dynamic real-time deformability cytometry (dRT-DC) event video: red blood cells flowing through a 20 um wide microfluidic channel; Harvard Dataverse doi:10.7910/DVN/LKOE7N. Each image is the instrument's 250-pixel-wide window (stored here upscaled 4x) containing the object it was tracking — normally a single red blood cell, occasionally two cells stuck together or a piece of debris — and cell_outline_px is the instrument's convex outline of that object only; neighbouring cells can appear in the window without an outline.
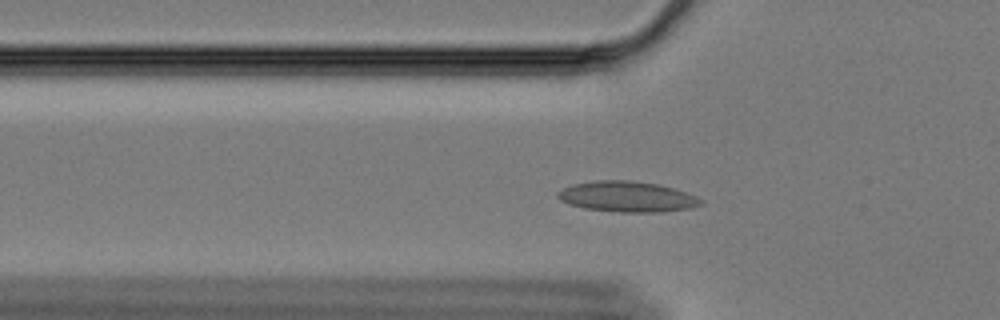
{"species": "Egyptian fruit bat (a non-hibernating species)", "species_latin": "Rousettus aegyptiacus", "temperature_condition": "cold", "stored_images_in_passage": 41, "camera_frame_rate_fps": 3000, "um_per_image_px": 0.085, "animal": {"sex": "female"}, "frame": {"image": 1, "passage_image": 13, "time_ms": 4.0, "image_size_px": [1000, 320], "cell_outline_px": [[704, 204], [692, 208], [664, 212], [620, 212], [584, 208], [568, 204], [560, 200], [556, 196], [556, 192], [572, 184], [596, 180], [628, 180], [656, 184], [672, 188], [696, 196], [704, 200]], "centroid_in_image_um": [53.31, 16.72], "position_along_channel_um": 72.5, "area_um2": 25.61}}
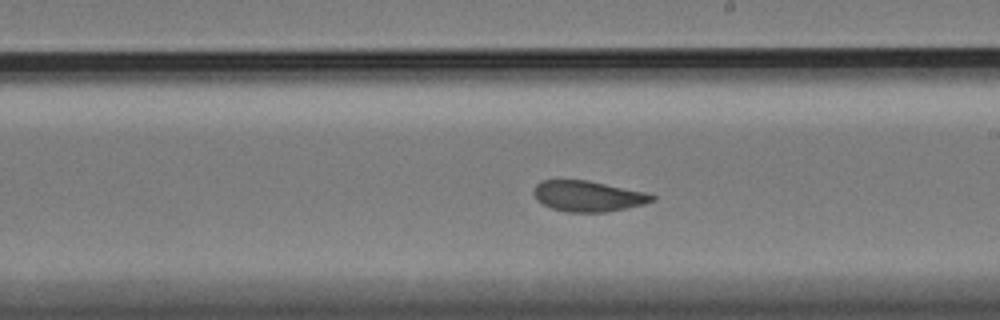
{"frame": {"image": 2, "passage_image": 28, "time_ms": 9.0, "image_size_px": [1000, 320], "cell_outline_px": [[656, 200], [644, 204], [608, 212], [568, 212], [552, 208], [536, 200], [532, 192], [536, 184], [540, 180], [588, 180], [644, 192], [656, 196]], "centroid_in_image_um": [49.96, 16.67], "position_along_channel_um": 239.0, "area_um2": 21.21}}
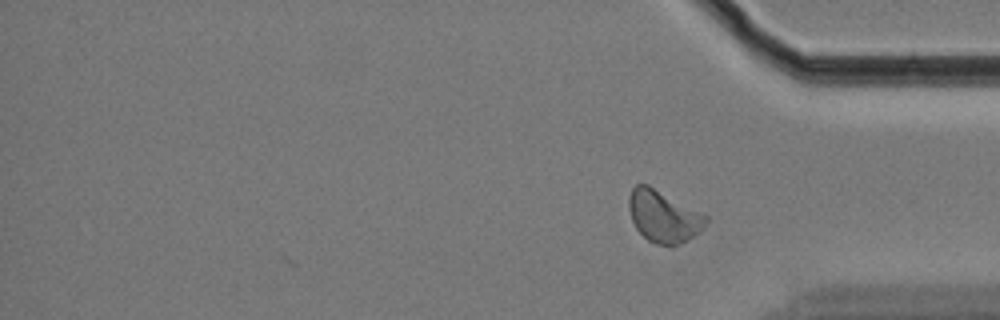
{"frame": {"image": 3, "passage_image": 41, "time_ms": 13.333, "image_size_px": [1000, 320], "cell_outline_px": [[708, 220], [700, 232], [680, 244], [656, 244], [648, 240], [636, 228], [632, 220], [628, 208], [628, 196], [632, 188], [636, 184], [648, 184], [708, 216]], "centroid_in_image_um": [56.38, 18.37], "position_along_channel_um": 378.8, "area_um2": 23.12}, "authors_computed_cell_mechanics": {"area_um2": 22.5998, "velocity_mm_per_s": 3.3132, "shape_relaxation_time_tau1_ms": 6.3632, "shape_relaxation_time_tau2_ms": 1.3447, "deformation_change_tau1": 0.1248, "deformation_change_tau2": 0.0554}}